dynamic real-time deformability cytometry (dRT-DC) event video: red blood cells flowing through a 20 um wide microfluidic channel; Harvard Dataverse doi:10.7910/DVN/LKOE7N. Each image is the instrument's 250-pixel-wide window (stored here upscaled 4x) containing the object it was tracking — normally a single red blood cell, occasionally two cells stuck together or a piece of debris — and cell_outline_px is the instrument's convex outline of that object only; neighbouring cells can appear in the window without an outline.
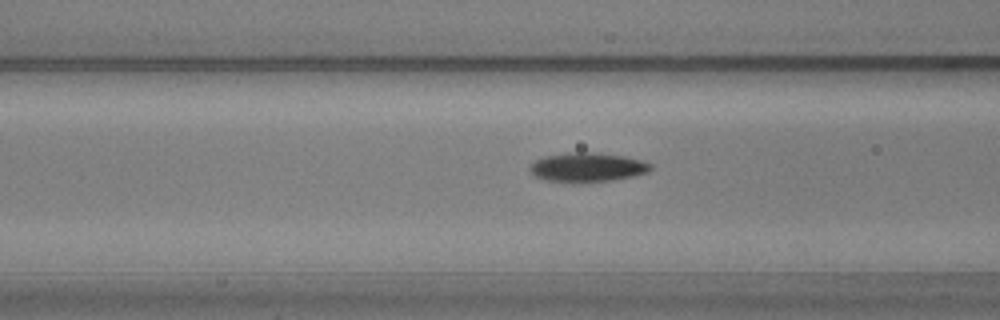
{"species": "common noctule bat (a hibernating species)", "species_latin": "Nyctalus noctula", "temperature_condition": "warm", "stored_images_in_passage": 56, "camera_frame_rate_fps": 3000, "um_per_image_px": 0.085, "animal": {"sex": "male", "body_mass_g": 20.5, "forearm_length_mm": 52.5}, "frame": {"image": 1, "passage_image": 21, "time_ms": 6.667, "image_size_px": [1000, 320], "cell_outline_px": [[652, 168], [648, 172], [632, 176], [612, 180], [572, 184], [544, 180], [532, 176], [528, 168], [536, 160], [544, 156], [568, 152], [592, 152], [624, 156], [640, 160], [652, 164]], "centroid_in_image_um": [49.86, 14.24], "position_along_channel_um": 116.7, "area_um2": 20.98}}
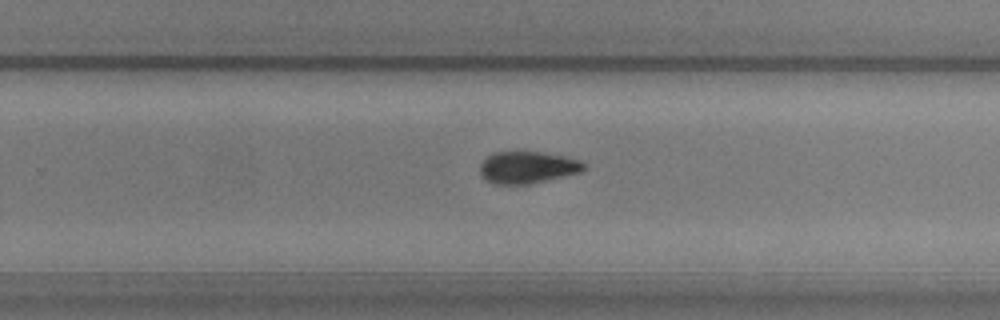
{"frame": {"image": 2, "passage_image": 35, "time_ms": 11.333, "image_size_px": [1000, 320], "cell_outline_px": [[584, 168], [580, 172], [528, 184], [496, 184], [488, 180], [480, 172], [480, 164], [488, 156], [496, 152], [544, 152], [564, 156], [580, 160], [584, 164]], "centroid_in_image_um": [44.84, 14.22], "position_along_channel_um": 285.0, "area_um2": 18.96}}
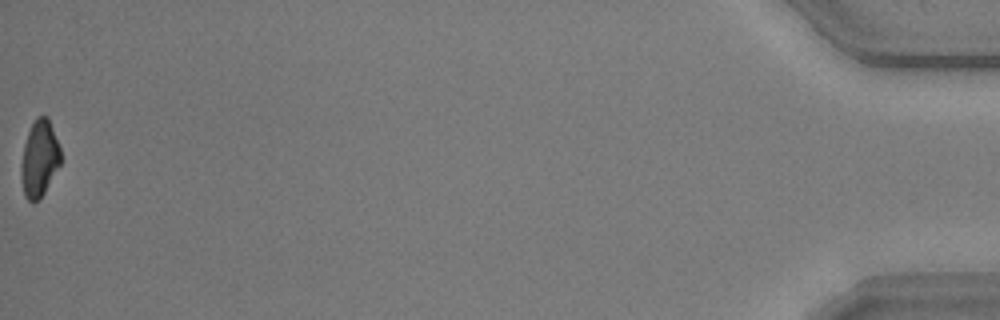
{"frame": {"image": 3, "passage_image": 56, "time_ms": 18.333, "image_size_px": [1000, 320], "cell_outline_px": [[60, 164], [40, 200], [32, 204], [24, 196], [20, 176], [20, 164], [24, 144], [28, 132], [36, 116], [48, 116], [60, 148]], "centroid_in_image_um": [3.32, 13.52], "position_along_channel_um": 431.9, "area_um2": 17.8}, "authors_computed_cell_mechanics": {"area_um2": 19.0451, "velocity_mm_per_s": 3.6067, "shape_relaxation_time_tau1_ms": 2.1223, "shape_relaxation_time_tau2_ms": 3.962, "deformation_change_tau1": 0.1052, "deformation_change_tau2": 0.0968}}